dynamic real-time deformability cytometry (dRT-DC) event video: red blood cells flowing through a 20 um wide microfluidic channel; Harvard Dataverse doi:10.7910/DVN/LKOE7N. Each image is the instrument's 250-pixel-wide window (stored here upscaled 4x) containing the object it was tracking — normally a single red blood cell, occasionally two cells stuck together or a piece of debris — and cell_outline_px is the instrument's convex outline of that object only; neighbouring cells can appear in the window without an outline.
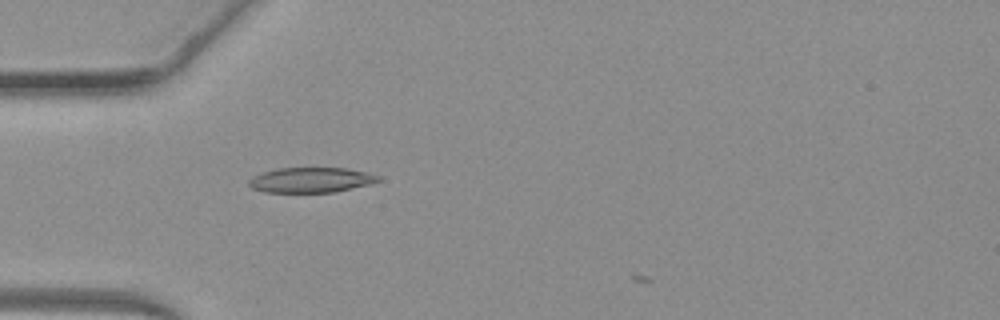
{"species": "common noctule bat (a hibernating species)", "species_latin": "Nyctalus noctula", "temperature_condition": "warm", "stored_images_in_passage": 2, "camera_frame_rate_fps": 3000, "um_per_image_px": 0.085, "animal": {"sex": "female", "body_mass_g": 19.3, "forearm_length_mm": 54.1}, "frame": {"image": 1, "passage_image": 1, "time_ms": 0.0, "image_size_px": [1000, 320], "cell_outline_px": [[380, 180], [368, 184], [336, 192], [264, 192], [252, 188], [248, 184], [248, 180], [252, 176], [276, 168], [344, 168], [368, 172], [380, 176]], "centroid_in_image_um": [26.41, 15.29], "position_along_channel_um": 58.6, "area_um2": 18.9}}